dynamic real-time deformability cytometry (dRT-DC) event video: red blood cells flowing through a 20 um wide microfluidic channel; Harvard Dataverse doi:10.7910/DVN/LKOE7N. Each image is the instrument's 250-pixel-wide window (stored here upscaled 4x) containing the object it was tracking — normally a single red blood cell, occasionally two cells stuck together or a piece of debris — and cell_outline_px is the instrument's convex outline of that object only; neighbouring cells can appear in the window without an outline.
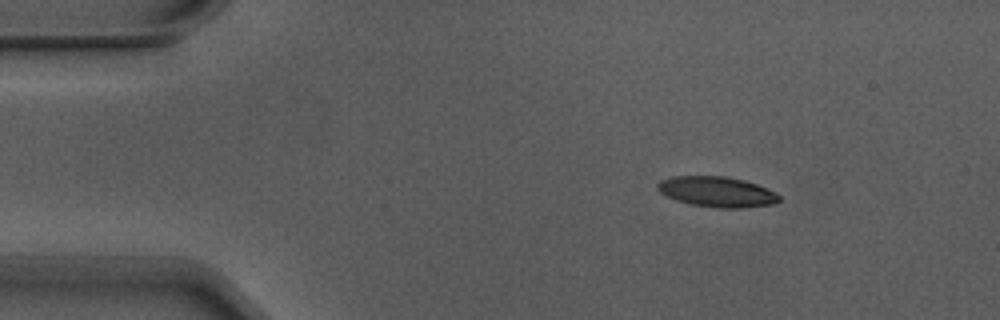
{"species": "Egyptian fruit bat (a non-hibernating species)", "species_latin": "Rousettus aegyptiacus", "temperature_condition": "warm", "stored_images_in_passage": 3, "camera_frame_rate_fps": 3000, "um_per_image_px": 0.085, "animal": {"sex": "male"}, "frame": {"image": 1, "passage_image": 1, "time_ms": 0.0, "image_size_px": [1000, 320], "cell_outline_px": [[780, 200], [772, 204], [740, 208], [720, 208], [692, 204], [676, 200], [660, 192], [656, 188], [656, 184], [660, 180], [672, 176], [724, 176], [744, 180], [756, 184], [780, 196]], "centroid_in_image_um": [60.89, 16.29], "position_along_channel_um": 24.1, "area_um2": 21.27}}